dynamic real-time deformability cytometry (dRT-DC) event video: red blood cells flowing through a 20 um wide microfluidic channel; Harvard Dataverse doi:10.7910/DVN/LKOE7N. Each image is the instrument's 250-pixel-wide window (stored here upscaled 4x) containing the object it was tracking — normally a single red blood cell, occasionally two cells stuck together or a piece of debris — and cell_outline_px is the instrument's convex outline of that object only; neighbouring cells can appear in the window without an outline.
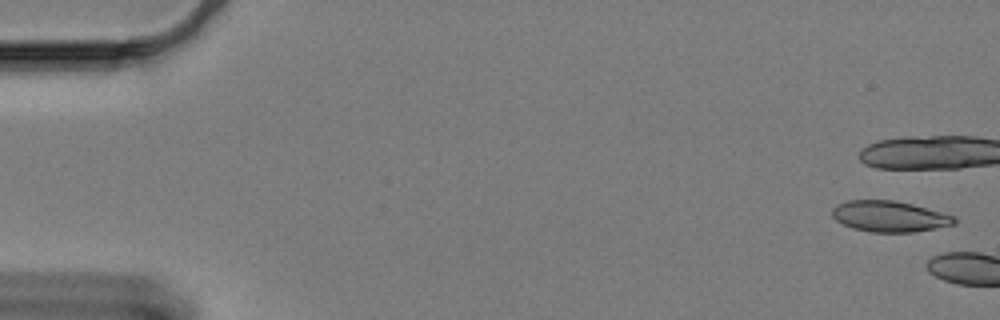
{"species": "Egyptian fruit bat (a non-hibernating species)", "species_latin": "Rousettus aegyptiacus", "temperature_condition": "cold", "stored_images_in_passage": 6, "camera_frame_rate_fps": 3000, "um_per_image_px": 0.085, "animal": {"sex": "female"}, "frame": {"image": 1, "passage_image": 2, "time_ms": 0.333, "image_size_px": [1000, 320], "cell_outline_px": [[956, 224], [912, 232], [872, 232], [852, 228], [836, 220], [832, 216], [832, 208], [836, 204], [848, 200], [896, 200], [912, 204], [956, 216]], "centroid_in_image_um": [75.59, 18.38], "position_along_channel_um": 9.4, "area_um2": 22.02}}